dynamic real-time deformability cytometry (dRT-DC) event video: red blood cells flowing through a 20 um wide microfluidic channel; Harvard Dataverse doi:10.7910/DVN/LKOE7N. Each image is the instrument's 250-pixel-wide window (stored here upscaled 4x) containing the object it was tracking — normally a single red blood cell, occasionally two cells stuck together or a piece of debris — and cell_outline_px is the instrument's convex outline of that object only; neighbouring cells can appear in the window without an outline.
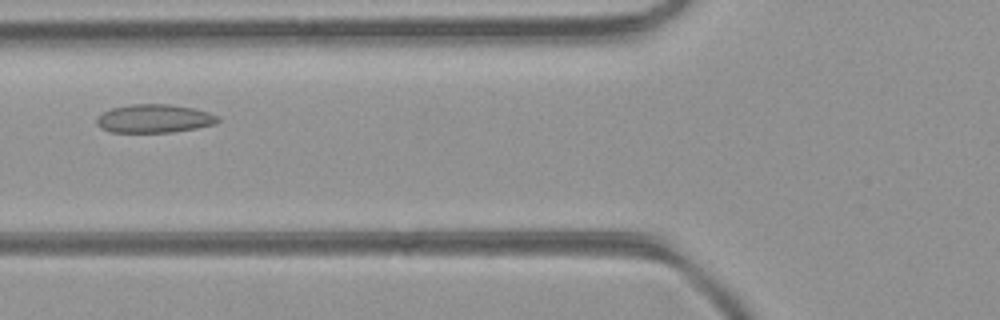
{"species": "common noctule bat (a hibernating species)", "species_latin": "Nyctalus noctula", "temperature_condition": "room temperature", "stored_images_in_passage": 34, "camera_frame_rate_fps": 3000, "um_per_image_px": 0.085, "animal": {"sex": "female", "body_mass_g": 21.9}, "frame": {"image": 1, "passage_image": 5, "time_ms": 1.333, "image_size_px": [1000, 320], "cell_outline_px": [[220, 120], [216, 124], [196, 128], [172, 132], [112, 132], [100, 128], [96, 124], [96, 116], [112, 108], [132, 104], [168, 104], [192, 108], [208, 112], [220, 116]], "centroid_in_image_um": [13.11, 10.08], "position_along_channel_um": 112.7, "area_um2": 20.11}}
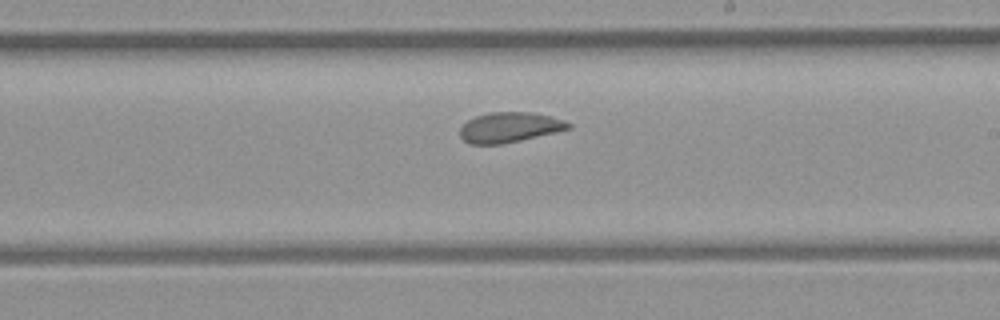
{"frame": {"image": 2, "passage_image": 14, "time_ms": 4.333, "image_size_px": [1000, 320], "cell_outline_px": [[572, 128], [556, 132], [520, 140], [500, 144], [468, 144], [460, 136], [460, 128], [468, 120], [476, 116], [488, 112], [528, 112], [548, 116], [564, 120], [572, 124]], "centroid_in_image_um": [43.3, 10.82], "position_along_channel_um": 245.7, "area_um2": 18.9}}
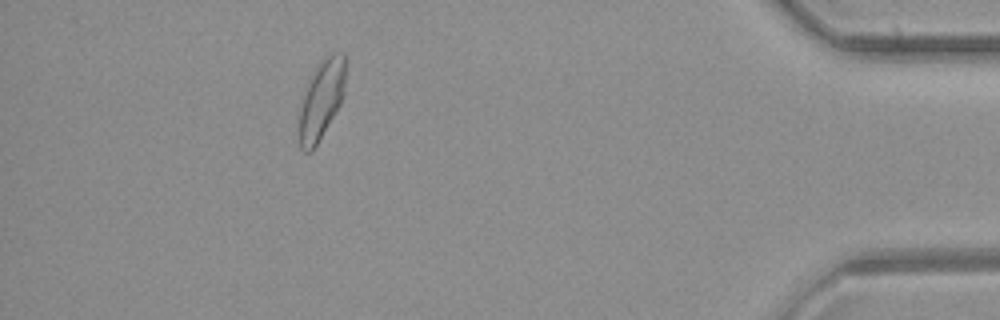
{"frame": {"image": 3, "passage_image": 29, "time_ms": 9.333, "image_size_px": [1000, 320], "cell_outline_px": [[344, 88], [340, 104], [312, 152], [304, 152], [300, 148], [300, 108], [304, 92], [320, 60], [324, 56], [332, 52], [344, 52]], "centroid_in_image_um": [27.32, 8.45], "position_along_channel_um": 407.9, "area_um2": 20.81}, "authors_computed_cell_mechanics": {"area_um2": 20.1144, "velocity_mm_per_s": 4.4228, "shape_relaxation_time_tau1_ms": null, "shape_relaxation_time_tau2_ms": 1.3275, "deformation_change_tau1": null, "deformation_change_tau2": 0.0591}}